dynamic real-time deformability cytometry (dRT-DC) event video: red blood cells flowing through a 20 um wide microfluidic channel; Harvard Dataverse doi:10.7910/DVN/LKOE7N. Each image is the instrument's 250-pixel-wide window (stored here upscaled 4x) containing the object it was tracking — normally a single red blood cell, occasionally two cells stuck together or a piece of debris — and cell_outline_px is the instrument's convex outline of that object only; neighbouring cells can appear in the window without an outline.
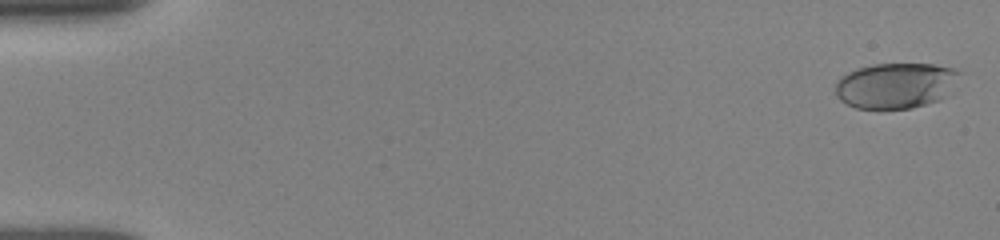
{"species": "human", "species_latin": "Homo sapiens", "temperature_condition": "room temperature", "stored_images_in_passage": 23, "camera_frame_rate_fps": 3000, "um_per_image_px": 0.085, "donor": {"sex": "female"}, "frame": {"image": 1, "passage_image": 1, "time_ms": 0.0, "image_size_px": [1000, 240], "cell_outline_px": [[960, 72], [940, 100], [912, 108], [856, 108], [840, 100], [836, 96], [836, 80], [840, 76], [856, 68], [872, 64], [932, 64], [952, 68]], "centroid_in_image_um": [76.04, 7.26], "position_along_channel_um": 9.0, "area_um2": 32.48}}
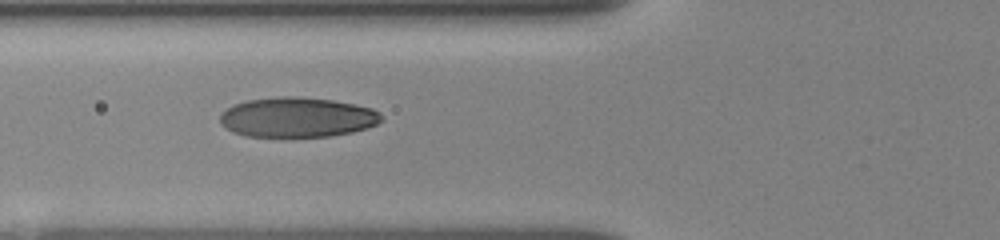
{"frame": {"image": 2, "passage_image": 17, "time_ms": 6.333, "image_size_px": [1000, 240], "cell_outline_px": [[384, 120], [368, 128], [352, 132], [328, 136], [248, 136], [232, 132], [220, 124], [220, 116], [232, 104], [248, 100], [280, 96], [292, 96], [332, 100], [356, 104], [372, 108], [380, 112]], "centroid_in_image_um": [25.29, 9.96], "position_along_channel_um": 100.5, "area_um2": 37.51}}
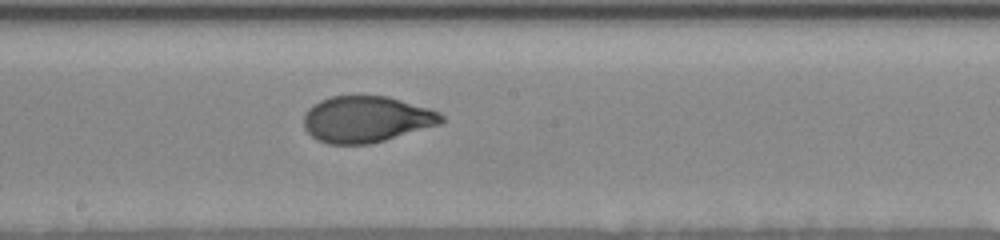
{"frame": {"image": 3, "passage_image": 23, "time_ms": 9.333, "image_size_px": [1000, 240], "cell_outline_px": [[444, 120], [440, 124], [384, 140], [368, 144], [328, 144], [316, 140], [304, 128], [304, 112], [308, 108], [320, 100], [332, 96], [388, 96], [428, 108], [440, 112], [444, 116]], "centroid_in_image_um": [31.12, 10.13], "position_along_channel_um": 217.1, "area_um2": 37.05}}